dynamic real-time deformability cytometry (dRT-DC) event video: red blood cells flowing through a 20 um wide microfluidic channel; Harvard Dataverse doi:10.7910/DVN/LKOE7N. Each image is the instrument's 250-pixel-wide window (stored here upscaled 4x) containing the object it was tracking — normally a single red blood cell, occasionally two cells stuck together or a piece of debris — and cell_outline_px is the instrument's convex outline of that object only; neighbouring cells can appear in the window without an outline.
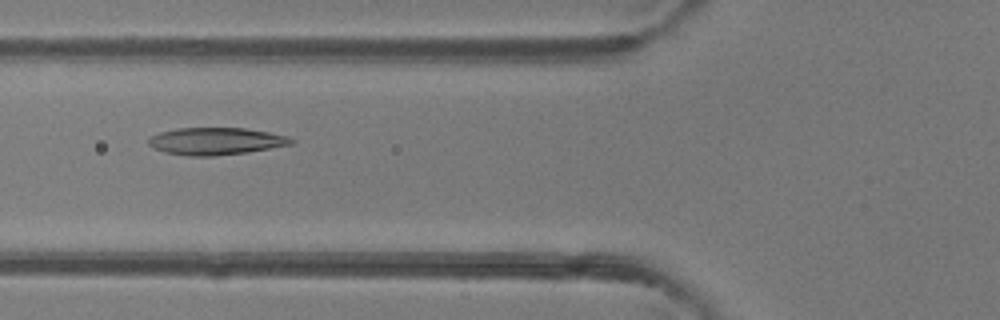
{"species": "common noctule bat (a hibernating species)", "species_latin": "Nyctalus noctula", "temperature_condition": "room temperature", "stored_images_in_passage": 46, "camera_frame_rate_fps": 3000, "um_per_image_px": 0.085, "animal": {"sex": "female"}, "frame": {"image": 1, "passage_image": 15, "time_ms": 4.667, "image_size_px": [1000, 320], "cell_outline_px": [[296, 140], [292, 144], [248, 152], [212, 156], [188, 156], [168, 152], [152, 148], [148, 144], [148, 136], [160, 132], [176, 128], [244, 128], [268, 132], [288, 136]], "centroid_in_image_um": [18.33, 11.99], "position_along_channel_um": 107.5, "area_um2": 22.66}}
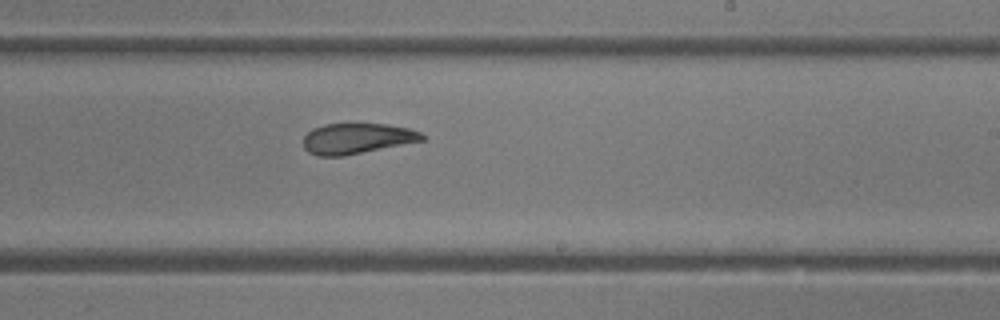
{"frame": {"image": 2, "passage_image": 26, "time_ms": 8.333, "image_size_px": [1000, 320], "cell_outline_px": [[428, 136], [424, 140], [344, 156], [320, 156], [308, 152], [304, 148], [304, 136], [312, 128], [324, 124], [388, 124], [408, 128], [420, 132]], "centroid_in_image_um": [30.35, 11.77], "position_along_channel_um": 258.7, "area_um2": 21.15}}
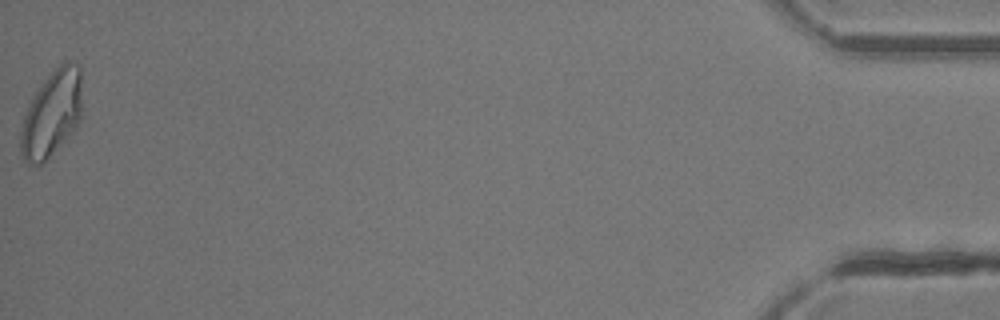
{"frame": {"image": 3, "passage_image": 46, "time_ms": 15.0, "image_size_px": [1000, 320], "cell_outline_px": [[80, 120], [76, 128], [40, 164], [28, 164], [24, 160], [20, 152], [20, 132], [24, 116], [36, 92], [44, 80], [64, 60], [68, 60], [80, 64]], "centroid_in_image_um": [4.39, 9.64], "position_along_channel_um": 430.8, "area_um2": 30.17}, "authors_computed_cell_mechanics": {"area_um2": 23.4379, "velocity_mm_per_s": 4.1193, "shape_relaxation_time_tau1_ms": 7.0296, "shape_relaxation_time_tau2_ms": 2.8496, "deformation_change_tau1": 0.2002, "deformation_change_tau2": 0.0952}}